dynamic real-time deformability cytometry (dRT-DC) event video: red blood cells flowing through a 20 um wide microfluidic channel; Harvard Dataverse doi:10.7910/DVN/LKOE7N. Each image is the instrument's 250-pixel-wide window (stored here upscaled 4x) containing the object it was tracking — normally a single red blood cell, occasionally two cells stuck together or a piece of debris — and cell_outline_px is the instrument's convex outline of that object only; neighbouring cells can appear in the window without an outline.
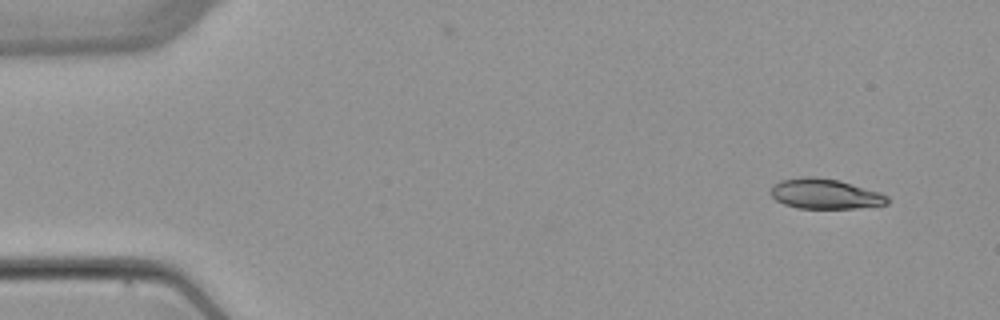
{"species": "common noctule bat (a hibernating species)", "species_latin": "Nyctalus noctula", "temperature_condition": "warm", "stored_images_in_passage": 5, "camera_frame_rate_fps": 3000, "um_per_image_px": 0.085, "animal": {"sex": "female", "body_mass_g": 22.7, "forearm_length_mm": 54.2}, "frame": {"image": 1, "passage_image": 1, "time_ms": 0.0, "image_size_px": [1000, 320], "cell_outline_px": [[888, 204], [856, 208], [796, 208], [784, 204], [776, 200], [768, 192], [780, 180], [804, 176], [812, 176], [840, 180], [880, 192], [888, 196]], "centroid_in_image_um": [70.12, 16.47], "position_along_channel_um": 14.9, "area_um2": 20.52}}
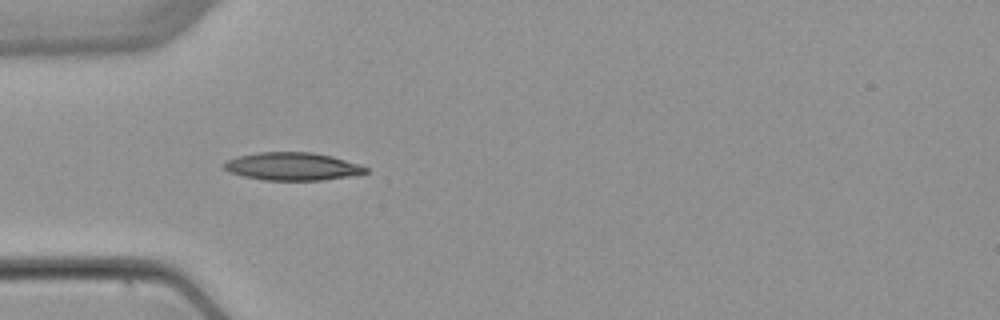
{"frame": {"image": 2, "passage_image": 4, "time_ms": 4.0, "image_size_px": [1000, 320], "cell_outline_px": [[368, 172], [348, 176], [324, 180], [264, 180], [244, 176], [232, 172], [224, 168], [220, 164], [224, 160], [236, 156], [260, 152], [312, 152], [332, 156], [360, 164], [368, 168]], "centroid_in_image_um": [24.82, 14.13], "position_along_channel_um": 60.2, "area_um2": 23.06}}
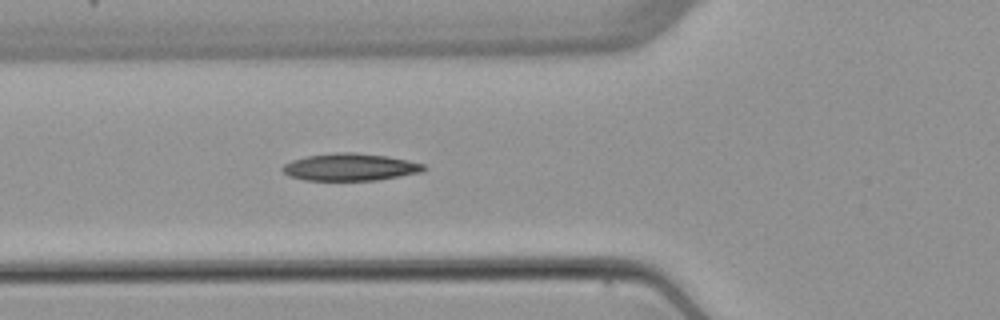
{"frame": {"image": 3, "passage_image": 5, "time_ms": 5.0, "image_size_px": [1000, 320], "cell_outline_px": [[428, 168], [420, 172], [376, 180], [304, 180], [288, 176], [280, 168], [284, 164], [292, 160], [304, 156], [336, 152], [356, 152], [388, 156], [408, 160], [424, 164]], "centroid_in_image_um": [29.73, 14.19], "position_along_channel_um": 96.1, "area_um2": 22.54}}